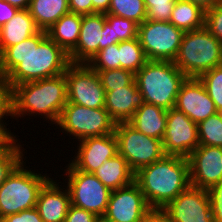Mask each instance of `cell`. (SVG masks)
I'll list each match as a JSON object with an SVG mask.
<instances>
[{
    "mask_svg": "<svg viewBox=\"0 0 222 222\" xmlns=\"http://www.w3.org/2000/svg\"><path fill=\"white\" fill-rule=\"evenodd\" d=\"M70 64L69 55L44 30L0 54V74L12 88L64 74Z\"/></svg>",
    "mask_w": 222,
    "mask_h": 222,
    "instance_id": "cell-1",
    "label": "cell"
},
{
    "mask_svg": "<svg viewBox=\"0 0 222 222\" xmlns=\"http://www.w3.org/2000/svg\"><path fill=\"white\" fill-rule=\"evenodd\" d=\"M135 182L152 209H162L190 186L189 160L165 155L162 159L140 168Z\"/></svg>",
    "mask_w": 222,
    "mask_h": 222,
    "instance_id": "cell-2",
    "label": "cell"
},
{
    "mask_svg": "<svg viewBox=\"0 0 222 222\" xmlns=\"http://www.w3.org/2000/svg\"><path fill=\"white\" fill-rule=\"evenodd\" d=\"M67 104L65 75L25 82L13 87V119L24 116L41 117L57 124ZM27 114V115H26ZM46 116V117H45Z\"/></svg>",
    "mask_w": 222,
    "mask_h": 222,
    "instance_id": "cell-3",
    "label": "cell"
},
{
    "mask_svg": "<svg viewBox=\"0 0 222 222\" xmlns=\"http://www.w3.org/2000/svg\"><path fill=\"white\" fill-rule=\"evenodd\" d=\"M186 78L173 61L148 60L135 73V82L144 102L165 110L175 107L179 89Z\"/></svg>",
    "mask_w": 222,
    "mask_h": 222,
    "instance_id": "cell-4",
    "label": "cell"
},
{
    "mask_svg": "<svg viewBox=\"0 0 222 222\" xmlns=\"http://www.w3.org/2000/svg\"><path fill=\"white\" fill-rule=\"evenodd\" d=\"M173 63L187 78H199L222 65V43L205 27L184 32Z\"/></svg>",
    "mask_w": 222,
    "mask_h": 222,
    "instance_id": "cell-5",
    "label": "cell"
},
{
    "mask_svg": "<svg viewBox=\"0 0 222 222\" xmlns=\"http://www.w3.org/2000/svg\"><path fill=\"white\" fill-rule=\"evenodd\" d=\"M25 166V167H24ZM22 160L0 186V216L19 213L36 207L41 188L50 179L49 175L26 169Z\"/></svg>",
    "mask_w": 222,
    "mask_h": 222,
    "instance_id": "cell-6",
    "label": "cell"
},
{
    "mask_svg": "<svg viewBox=\"0 0 222 222\" xmlns=\"http://www.w3.org/2000/svg\"><path fill=\"white\" fill-rule=\"evenodd\" d=\"M116 123L105 108H88L67 103L60 115L56 127L72 139L80 141L87 137L103 136L114 133Z\"/></svg>",
    "mask_w": 222,
    "mask_h": 222,
    "instance_id": "cell-7",
    "label": "cell"
},
{
    "mask_svg": "<svg viewBox=\"0 0 222 222\" xmlns=\"http://www.w3.org/2000/svg\"><path fill=\"white\" fill-rule=\"evenodd\" d=\"M114 134L117 139L118 154L126 159L135 173L165 156L162 140L137 131L128 122L117 123Z\"/></svg>",
    "mask_w": 222,
    "mask_h": 222,
    "instance_id": "cell-8",
    "label": "cell"
},
{
    "mask_svg": "<svg viewBox=\"0 0 222 222\" xmlns=\"http://www.w3.org/2000/svg\"><path fill=\"white\" fill-rule=\"evenodd\" d=\"M65 184L70 193L71 204L104 216L108 207L111 190L107 188L93 173L75 169L70 163L65 166Z\"/></svg>",
    "mask_w": 222,
    "mask_h": 222,
    "instance_id": "cell-9",
    "label": "cell"
},
{
    "mask_svg": "<svg viewBox=\"0 0 222 222\" xmlns=\"http://www.w3.org/2000/svg\"><path fill=\"white\" fill-rule=\"evenodd\" d=\"M184 32L170 22L145 20L137 37L147 60L174 61Z\"/></svg>",
    "mask_w": 222,
    "mask_h": 222,
    "instance_id": "cell-10",
    "label": "cell"
},
{
    "mask_svg": "<svg viewBox=\"0 0 222 222\" xmlns=\"http://www.w3.org/2000/svg\"><path fill=\"white\" fill-rule=\"evenodd\" d=\"M67 103L88 108H104L106 92L97 71L87 64L71 63L65 73Z\"/></svg>",
    "mask_w": 222,
    "mask_h": 222,
    "instance_id": "cell-11",
    "label": "cell"
},
{
    "mask_svg": "<svg viewBox=\"0 0 222 222\" xmlns=\"http://www.w3.org/2000/svg\"><path fill=\"white\" fill-rule=\"evenodd\" d=\"M162 143L165 155L188 158L199 146L197 124L176 108L167 110V126Z\"/></svg>",
    "mask_w": 222,
    "mask_h": 222,
    "instance_id": "cell-12",
    "label": "cell"
},
{
    "mask_svg": "<svg viewBox=\"0 0 222 222\" xmlns=\"http://www.w3.org/2000/svg\"><path fill=\"white\" fill-rule=\"evenodd\" d=\"M151 209L134 181L111 192L104 217L110 222H146Z\"/></svg>",
    "mask_w": 222,
    "mask_h": 222,
    "instance_id": "cell-13",
    "label": "cell"
},
{
    "mask_svg": "<svg viewBox=\"0 0 222 222\" xmlns=\"http://www.w3.org/2000/svg\"><path fill=\"white\" fill-rule=\"evenodd\" d=\"M188 160L190 186L208 189L222 181V147L199 145Z\"/></svg>",
    "mask_w": 222,
    "mask_h": 222,
    "instance_id": "cell-14",
    "label": "cell"
},
{
    "mask_svg": "<svg viewBox=\"0 0 222 222\" xmlns=\"http://www.w3.org/2000/svg\"><path fill=\"white\" fill-rule=\"evenodd\" d=\"M163 209L176 222H213L207 189L189 186Z\"/></svg>",
    "mask_w": 222,
    "mask_h": 222,
    "instance_id": "cell-15",
    "label": "cell"
},
{
    "mask_svg": "<svg viewBox=\"0 0 222 222\" xmlns=\"http://www.w3.org/2000/svg\"><path fill=\"white\" fill-rule=\"evenodd\" d=\"M77 143V152L70 164L77 170L94 173L106 160L118 153L114 133L103 136L87 137Z\"/></svg>",
    "mask_w": 222,
    "mask_h": 222,
    "instance_id": "cell-16",
    "label": "cell"
},
{
    "mask_svg": "<svg viewBox=\"0 0 222 222\" xmlns=\"http://www.w3.org/2000/svg\"><path fill=\"white\" fill-rule=\"evenodd\" d=\"M174 108L196 124L217 113L215 103L199 78H186L179 89Z\"/></svg>",
    "mask_w": 222,
    "mask_h": 222,
    "instance_id": "cell-17",
    "label": "cell"
},
{
    "mask_svg": "<svg viewBox=\"0 0 222 222\" xmlns=\"http://www.w3.org/2000/svg\"><path fill=\"white\" fill-rule=\"evenodd\" d=\"M104 13L82 16L79 40L68 54L73 64H87L94 55L103 49Z\"/></svg>",
    "mask_w": 222,
    "mask_h": 222,
    "instance_id": "cell-18",
    "label": "cell"
},
{
    "mask_svg": "<svg viewBox=\"0 0 222 222\" xmlns=\"http://www.w3.org/2000/svg\"><path fill=\"white\" fill-rule=\"evenodd\" d=\"M59 183L50 178L39 192L36 208L43 222H64L66 218L71 204L70 193L65 185L61 188Z\"/></svg>",
    "mask_w": 222,
    "mask_h": 222,
    "instance_id": "cell-19",
    "label": "cell"
},
{
    "mask_svg": "<svg viewBox=\"0 0 222 222\" xmlns=\"http://www.w3.org/2000/svg\"><path fill=\"white\" fill-rule=\"evenodd\" d=\"M105 92L104 108L116 124L129 122L135 111L144 104L135 80L129 86Z\"/></svg>",
    "mask_w": 222,
    "mask_h": 222,
    "instance_id": "cell-20",
    "label": "cell"
},
{
    "mask_svg": "<svg viewBox=\"0 0 222 222\" xmlns=\"http://www.w3.org/2000/svg\"><path fill=\"white\" fill-rule=\"evenodd\" d=\"M39 31L29 10L19 9L15 16L0 27V54L7 47L16 45Z\"/></svg>",
    "mask_w": 222,
    "mask_h": 222,
    "instance_id": "cell-21",
    "label": "cell"
},
{
    "mask_svg": "<svg viewBox=\"0 0 222 222\" xmlns=\"http://www.w3.org/2000/svg\"><path fill=\"white\" fill-rule=\"evenodd\" d=\"M128 123L137 131L162 140L167 126V110L144 102Z\"/></svg>",
    "mask_w": 222,
    "mask_h": 222,
    "instance_id": "cell-22",
    "label": "cell"
},
{
    "mask_svg": "<svg viewBox=\"0 0 222 222\" xmlns=\"http://www.w3.org/2000/svg\"><path fill=\"white\" fill-rule=\"evenodd\" d=\"M111 191L125 187L135 181V172L126 159L118 153L106 160L93 173Z\"/></svg>",
    "mask_w": 222,
    "mask_h": 222,
    "instance_id": "cell-23",
    "label": "cell"
},
{
    "mask_svg": "<svg viewBox=\"0 0 222 222\" xmlns=\"http://www.w3.org/2000/svg\"><path fill=\"white\" fill-rule=\"evenodd\" d=\"M81 22L82 15L68 12L46 30L47 36L69 54L78 43Z\"/></svg>",
    "mask_w": 222,
    "mask_h": 222,
    "instance_id": "cell-24",
    "label": "cell"
},
{
    "mask_svg": "<svg viewBox=\"0 0 222 222\" xmlns=\"http://www.w3.org/2000/svg\"><path fill=\"white\" fill-rule=\"evenodd\" d=\"M28 10L36 26L44 31L70 12L68 0H31Z\"/></svg>",
    "mask_w": 222,
    "mask_h": 222,
    "instance_id": "cell-25",
    "label": "cell"
},
{
    "mask_svg": "<svg viewBox=\"0 0 222 222\" xmlns=\"http://www.w3.org/2000/svg\"><path fill=\"white\" fill-rule=\"evenodd\" d=\"M205 8L198 3L187 0H176L170 23L183 32L204 27Z\"/></svg>",
    "mask_w": 222,
    "mask_h": 222,
    "instance_id": "cell-26",
    "label": "cell"
},
{
    "mask_svg": "<svg viewBox=\"0 0 222 222\" xmlns=\"http://www.w3.org/2000/svg\"><path fill=\"white\" fill-rule=\"evenodd\" d=\"M120 68L138 72L148 61L138 37L118 44Z\"/></svg>",
    "mask_w": 222,
    "mask_h": 222,
    "instance_id": "cell-27",
    "label": "cell"
},
{
    "mask_svg": "<svg viewBox=\"0 0 222 222\" xmlns=\"http://www.w3.org/2000/svg\"><path fill=\"white\" fill-rule=\"evenodd\" d=\"M18 138H8L0 146V186L12 170L24 159V148ZM18 142V143H17Z\"/></svg>",
    "mask_w": 222,
    "mask_h": 222,
    "instance_id": "cell-28",
    "label": "cell"
},
{
    "mask_svg": "<svg viewBox=\"0 0 222 222\" xmlns=\"http://www.w3.org/2000/svg\"><path fill=\"white\" fill-rule=\"evenodd\" d=\"M105 14L124 17L140 25L147 18L144 0H111Z\"/></svg>",
    "mask_w": 222,
    "mask_h": 222,
    "instance_id": "cell-29",
    "label": "cell"
},
{
    "mask_svg": "<svg viewBox=\"0 0 222 222\" xmlns=\"http://www.w3.org/2000/svg\"><path fill=\"white\" fill-rule=\"evenodd\" d=\"M199 145L222 147V119L216 113L197 124Z\"/></svg>",
    "mask_w": 222,
    "mask_h": 222,
    "instance_id": "cell-30",
    "label": "cell"
},
{
    "mask_svg": "<svg viewBox=\"0 0 222 222\" xmlns=\"http://www.w3.org/2000/svg\"><path fill=\"white\" fill-rule=\"evenodd\" d=\"M7 116H10V119L13 118V88L7 82L6 77L0 74V129L9 138H16L17 135H14L10 129L7 128L8 124H6V120H4V118L7 119Z\"/></svg>",
    "mask_w": 222,
    "mask_h": 222,
    "instance_id": "cell-31",
    "label": "cell"
},
{
    "mask_svg": "<svg viewBox=\"0 0 222 222\" xmlns=\"http://www.w3.org/2000/svg\"><path fill=\"white\" fill-rule=\"evenodd\" d=\"M87 65L97 72L120 69L118 44H111L98 51Z\"/></svg>",
    "mask_w": 222,
    "mask_h": 222,
    "instance_id": "cell-32",
    "label": "cell"
},
{
    "mask_svg": "<svg viewBox=\"0 0 222 222\" xmlns=\"http://www.w3.org/2000/svg\"><path fill=\"white\" fill-rule=\"evenodd\" d=\"M105 91H115L118 88L129 86L135 80V74L120 69L101 70L97 72Z\"/></svg>",
    "mask_w": 222,
    "mask_h": 222,
    "instance_id": "cell-33",
    "label": "cell"
},
{
    "mask_svg": "<svg viewBox=\"0 0 222 222\" xmlns=\"http://www.w3.org/2000/svg\"><path fill=\"white\" fill-rule=\"evenodd\" d=\"M199 80L204 84L208 95L217 110L222 108V65L203 73Z\"/></svg>",
    "mask_w": 222,
    "mask_h": 222,
    "instance_id": "cell-34",
    "label": "cell"
},
{
    "mask_svg": "<svg viewBox=\"0 0 222 222\" xmlns=\"http://www.w3.org/2000/svg\"><path fill=\"white\" fill-rule=\"evenodd\" d=\"M105 19L113 28L114 39L119 42L137 38L138 24L133 20L111 14H105Z\"/></svg>",
    "mask_w": 222,
    "mask_h": 222,
    "instance_id": "cell-35",
    "label": "cell"
},
{
    "mask_svg": "<svg viewBox=\"0 0 222 222\" xmlns=\"http://www.w3.org/2000/svg\"><path fill=\"white\" fill-rule=\"evenodd\" d=\"M176 0H144L147 20L169 22Z\"/></svg>",
    "mask_w": 222,
    "mask_h": 222,
    "instance_id": "cell-36",
    "label": "cell"
},
{
    "mask_svg": "<svg viewBox=\"0 0 222 222\" xmlns=\"http://www.w3.org/2000/svg\"><path fill=\"white\" fill-rule=\"evenodd\" d=\"M204 27L222 43V6L219 3L205 9Z\"/></svg>",
    "mask_w": 222,
    "mask_h": 222,
    "instance_id": "cell-37",
    "label": "cell"
},
{
    "mask_svg": "<svg viewBox=\"0 0 222 222\" xmlns=\"http://www.w3.org/2000/svg\"><path fill=\"white\" fill-rule=\"evenodd\" d=\"M213 222H222V181L207 189Z\"/></svg>",
    "mask_w": 222,
    "mask_h": 222,
    "instance_id": "cell-38",
    "label": "cell"
},
{
    "mask_svg": "<svg viewBox=\"0 0 222 222\" xmlns=\"http://www.w3.org/2000/svg\"><path fill=\"white\" fill-rule=\"evenodd\" d=\"M97 215L70 204L64 222H95Z\"/></svg>",
    "mask_w": 222,
    "mask_h": 222,
    "instance_id": "cell-39",
    "label": "cell"
},
{
    "mask_svg": "<svg viewBox=\"0 0 222 222\" xmlns=\"http://www.w3.org/2000/svg\"><path fill=\"white\" fill-rule=\"evenodd\" d=\"M3 222H43L36 207L7 215Z\"/></svg>",
    "mask_w": 222,
    "mask_h": 222,
    "instance_id": "cell-40",
    "label": "cell"
},
{
    "mask_svg": "<svg viewBox=\"0 0 222 222\" xmlns=\"http://www.w3.org/2000/svg\"><path fill=\"white\" fill-rule=\"evenodd\" d=\"M70 12L79 15L93 14L92 0H68Z\"/></svg>",
    "mask_w": 222,
    "mask_h": 222,
    "instance_id": "cell-41",
    "label": "cell"
},
{
    "mask_svg": "<svg viewBox=\"0 0 222 222\" xmlns=\"http://www.w3.org/2000/svg\"><path fill=\"white\" fill-rule=\"evenodd\" d=\"M19 9L11 6L4 0H0V27L7 23Z\"/></svg>",
    "mask_w": 222,
    "mask_h": 222,
    "instance_id": "cell-42",
    "label": "cell"
},
{
    "mask_svg": "<svg viewBox=\"0 0 222 222\" xmlns=\"http://www.w3.org/2000/svg\"><path fill=\"white\" fill-rule=\"evenodd\" d=\"M146 222H176L163 208L151 209Z\"/></svg>",
    "mask_w": 222,
    "mask_h": 222,
    "instance_id": "cell-43",
    "label": "cell"
},
{
    "mask_svg": "<svg viewBox=\"0 0 222 222\" xmlns=\"http://www.w3.org/2000/svg\"><path fill=\"white\" fill-rule=\"evenodd\" d=\"M103 49L111 44H119L118 39H114L113 28L110 27L109 23L105 19L104 13V27H103Z\"/></svg>",
    "mask_w": 222,
    "mask_h": 222,
    "instance_id": "cell-44",
    "label": "cell"
},
{
    "mask_svg": "<svg viewBox=\"0 0 222 222\" xmlns=\"http://www.w3.org/2000/svg\"><path fill=\"white\" fill-rule=\"evenodd\" d=\"M111 0H92L93 14L107 13Z\"/></svg>",
    "mask_w": 222,
    "mask_h": 222,
    "instance_id": "cell-45",
    "label": "cell"
},
{
    "mask_svg": "<svg viewBox=\"0 0 222 222\" xmlns=\"http://www.w3.org/2000/svg\"><path fill=\"white\" fill-rule=\"evenodd\" d=\"M9 3L11 6L18 9H28L31 0H4Z\"/></svg>",
    "mask_w": 222,
    "mask_h": 222,
    "instance_id": "cell-46",
    "label": "cell"
},
{
    "mask_svg": "<svg viewBox=\"0 0 222 222\" xmlns=\"http://www.w3.org/2000/svg\"><path fill=\"white\" fill-rule=\"evenodd\" d=\"M187 1L198 3L206 9L210 7L211 5L218 3L219 0H187Z\"/></svg>",
    "mask_w": 222,
    "mask_h": 222,
    "instance_id": "cell-47",
    "label": "cell"
},
{
    "mask_svg": "<svg viewBox=\"0 0 222 222\" xmlns=\"http://www.w3.org/2000/svg\"><path fill=\"white\" fill-rule=\"evenodd\" d=\"M9 137L0 129V146L8 139Z\"/></svg>",
    "mask_w": 222,
    "mask_h": 222,
    "instance_id": "cell-48",
    "label": "cell"
},
{
    "mask_svg": "<svg viewBox=\"0 0 222 222\" xmlns=\"http://www.w3.org/2000/svg\"><path fill=\"white\" fill-rule=\"evenodd\" d=\"M95 222H110V221L107 220L104 216H99V217H97Z\"/></svg>",
    "mask_w": 222,
    "mask_h": 222,
    "instance_id": "cell-49",
    "label": "cell"
},
{
    "mask_svg": "<svg viewBox=\"0 0 222 222\" xmlns=\"http://www.w3.org/2000/svg\"><path fill=\"white\" fill-rule=\"evenodd\" d=\"M217 114L220 116V118L222 119V108L217 110Z\"/></svg>",
    "mask_w": 222,
    "mask_h": 222,
    "instance_id": "cell-50",
    "label": "cell"
},
{
    "mask_svg": "<svg viewBox=\"0 0 222 222\" xmlns=\"http://www.w3.org/2000/svg\"><path fill=\"white\" fill-rule=\"evenodd\" d=\"M218 3L222 6V0H219Z\"/></svg>",
    "mask_w": 222,
    "mask_h": 222,
    "instance_id": "cell-51",
    "label": "cell"
}]
</instances>
